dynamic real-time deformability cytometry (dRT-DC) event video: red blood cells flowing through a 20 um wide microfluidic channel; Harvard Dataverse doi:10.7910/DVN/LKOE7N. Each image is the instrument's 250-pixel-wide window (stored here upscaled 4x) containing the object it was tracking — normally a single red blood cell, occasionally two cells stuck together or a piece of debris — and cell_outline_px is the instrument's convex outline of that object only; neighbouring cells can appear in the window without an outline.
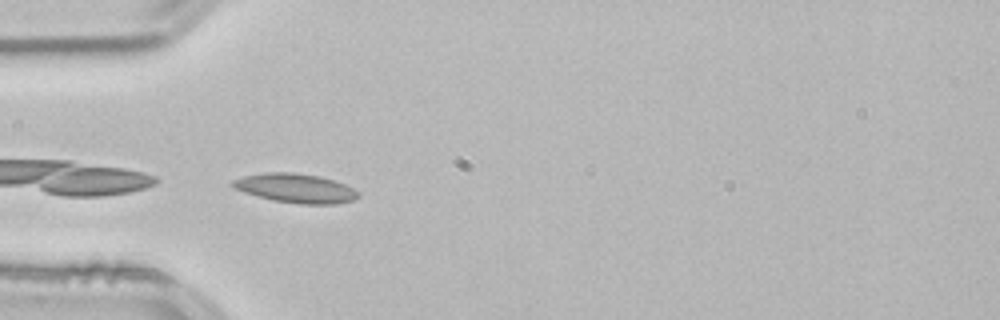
{"species": "common noctule bat (a hibernating species)", "species_latin": "Nyctalus noctula", "temperature_condition": "room temperature", "stored_images_in_passage": 38, "camera_frame_rate_fps": 3000, "um_per_image_px": 0.085, "animal": {"sex": "male", "body_mass_g": 21.5, "forearm_length_mm": 52.0}, "frame": {"image": 1, "passage_image": 1, "time_ms": 0.0, "image_size_px": [1000, 320], "cell_outline_px": [[360, 196], [352, 200], [336, 204], [300, 204], [272, 200], [244, 192], [228, 184], [232, 180], [244, 176], [264, 172], [292, 172], [320, 176], [336, 180], [352, 188]], "centroid_in_image_um": [25.11, 15.99], "position_along_channel_um": 59.9, "area_um2": 21.33}, "authors_computed_cell_mechanics": {"area_um2": 18.785, "velocity_mm_per_s": 3.8057, "shape_relaxation_time_tau1_ms": null, "shape_relaxation_time_tau2_ms": 3.4085, "deformation_change_tau1": null, "deformation_change_tau2": 0.0899}}